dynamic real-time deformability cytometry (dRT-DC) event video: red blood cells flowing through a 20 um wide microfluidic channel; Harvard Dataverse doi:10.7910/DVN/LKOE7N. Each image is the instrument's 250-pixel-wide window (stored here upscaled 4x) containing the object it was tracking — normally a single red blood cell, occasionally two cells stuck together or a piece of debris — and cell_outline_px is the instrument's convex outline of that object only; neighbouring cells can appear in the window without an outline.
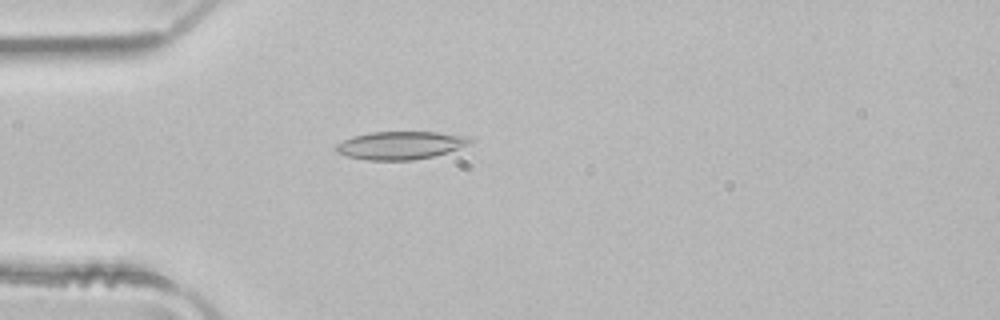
{"species": "common noctule bat (a hibernating species)", "species_latin": "Nyctalus noctula", "temperature_condition": "room temperature", "stored_images_in_passage": 3, "camera_frame_rate_fps": 3000, "um_per_image_px": 0.085, "animal": {"sex": "male", "body_mass_g": 21.5, "forearm_length_mm": 52.0}, "frame": {"image": 1, "passage_image": 3, "time_ms": 0.667, "image_size_px": [1000, 320], "cell_outline_px": [[472, 140], [468, 144], [448, 152], [432, 156], [412, 160], [368, 160], [348, 156], [336, 152], [336, 144], [352, 136], [372, 132], [436, 132], [468, 136]], "centroid_in_image_um": [34.02, 12.35], "position_along_channel_um": 51.0, "area_um2": 21.62}}